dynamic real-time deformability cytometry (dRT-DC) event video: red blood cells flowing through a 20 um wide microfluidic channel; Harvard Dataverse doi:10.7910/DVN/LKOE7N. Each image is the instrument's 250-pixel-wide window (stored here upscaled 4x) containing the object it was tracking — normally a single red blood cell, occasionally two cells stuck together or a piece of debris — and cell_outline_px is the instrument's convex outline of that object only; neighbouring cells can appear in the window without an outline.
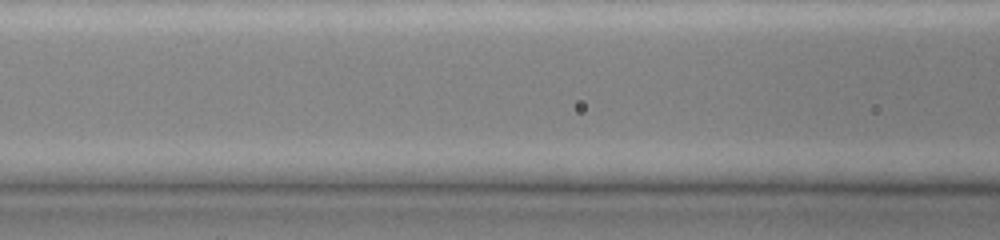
{"species": "common noctule bat (a hibernating species)", "species_latin": "Nyctalus noctula", "temperature_condition": "cold", "stored_images_in_passage": 3, "camera_frame_rate_fps": 3000, "um_per_image_px": 0.085, "animal": {"sex": "female", "body_mass_g": 19.0, "forearm_length_mm": 51.5}, "frame": {"image": 1, "passage_image": 3, "time_ms": 0.667, "image_size_px": [1000, 240], "cell_outline_px": [[884, 188], [872, 192], [816, 192], [740, 188], [740, 184], [760, 180], [872, 180], [880, 184]], "centroid_in_image_um": [69.33, 15.78], "position_along_channel_um": 97.3, "area_um2": 10.64}}